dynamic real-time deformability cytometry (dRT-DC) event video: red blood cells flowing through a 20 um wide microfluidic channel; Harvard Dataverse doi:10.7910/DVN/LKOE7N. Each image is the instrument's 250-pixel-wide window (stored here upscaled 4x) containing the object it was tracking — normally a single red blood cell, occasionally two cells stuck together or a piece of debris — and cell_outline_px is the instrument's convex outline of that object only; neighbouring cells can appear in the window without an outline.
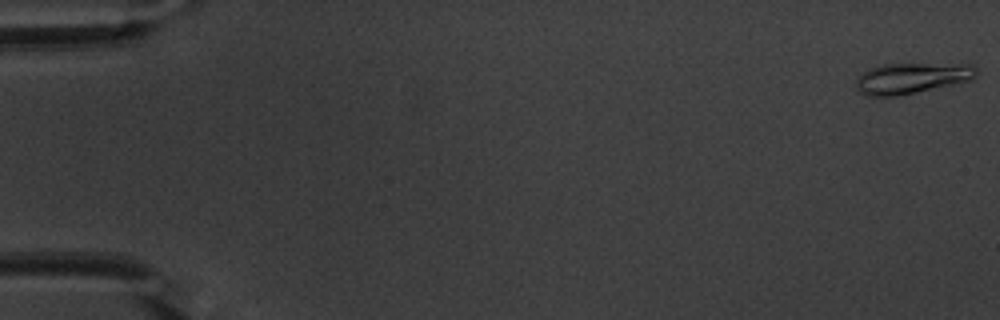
{"species": "common noctule bat (a hibernating species)", "species_latin": "Nyctalus noctula", "temperature_condition": "warm", "stored_images_in_passage": 43, "camera_frame_rate_fps": 3000, "um_per_image_px": 0.085, "animal": {"sex": "male", "body_mass_g": 20.1, "forearm_length_mm": 53.5}, "frame": {"image": 1, "passage_image": 1, "time_ms": 0.0, "image_size_px": [1000, 320], "cell_outline_px": [[976, 76], [972, 80], [896, 96], [868, 96], [860, 92], [856, 88], [856, 80], [868, 68], [884, 64], [972, 64], [976, 68]], "centroid_in_image_um": [77.49, 6.64], "position_along_channel_um": 7.5, "area_um2": 21.39}}
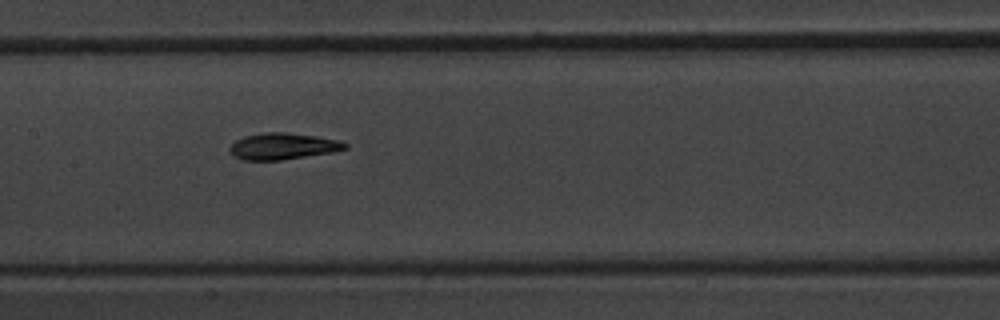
{"frame": {"image": 2, "passage_image": 27, "time_ms": 8.667, "image_size_px": [1000, 320], "cell_outline_px": [[348, 148], [332, 152], [280, 160], [240, 160], [228, 148], [236, 140], [244, 136], [264, 132], [288, 132], [316, 136], [340, 140], [348, 144]], "centroid_in_image_um": [24.06, 12.42], "position_along_channel_um": 183.3, "area_um2": 17.74}}
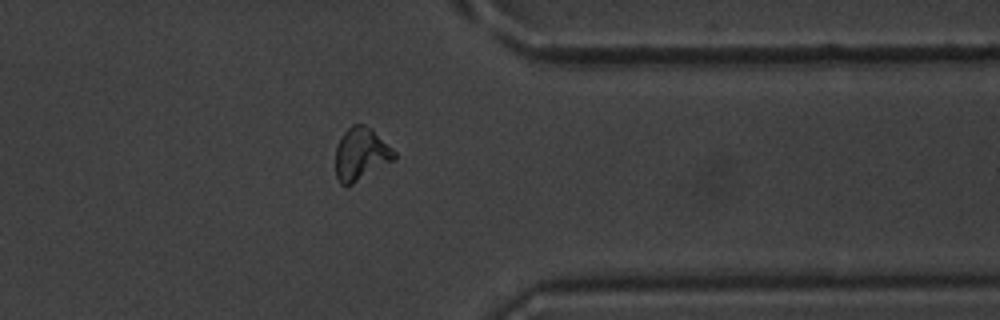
{"frame": {"image": 3, "passage_image": 43, "time_ms": 14.0, "image_size_px": [1000, 320], "cell_outline_px": [[396, 160], [352, 184], [340, 184], [336, 176], [336, 148], [344, 132], [352, 124], [364, 124], [372, 128], [396, 152]], "centroid_in_image_um": [30.71, 13.09], "position_along_channel_um": 380.7, "area_um2": 18.03}, "authors_computed_cell_mechanics": {"area_um2": 17.7446, "velocity_mm_per_s": 3.83, "shape_relaxation_time_tau1_ms": 5.0669, "shape_relaxation_time_tau2_ms": 2.5906, "deformation_change_tau1": 0.1957, "deformation_change_tau2": 0.0845}}